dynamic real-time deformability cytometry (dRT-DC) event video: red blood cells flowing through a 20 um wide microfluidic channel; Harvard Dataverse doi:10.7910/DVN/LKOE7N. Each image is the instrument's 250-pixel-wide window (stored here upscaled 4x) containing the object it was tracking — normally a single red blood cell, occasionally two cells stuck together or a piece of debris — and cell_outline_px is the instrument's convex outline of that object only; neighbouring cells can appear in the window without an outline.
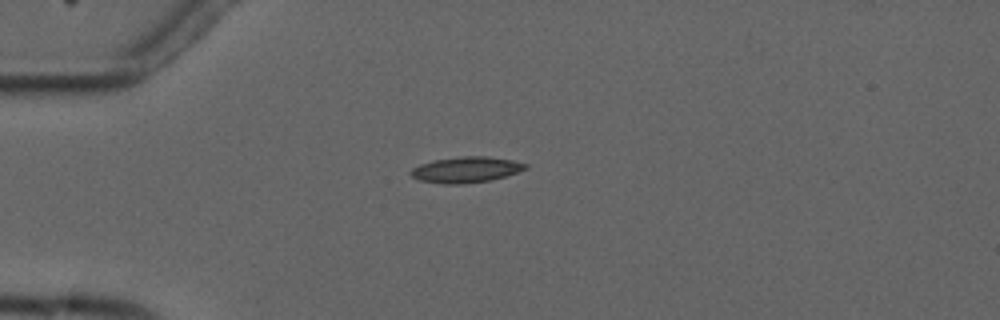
{"species": "common noctule bat (a hibernating species)", "species_latin": "Nyctalus noctula", "temperature_condition": "cold", "stored_images_in_passage": 3, "camera_frame_rate_fps": 3000, "um_per_image_px": 0.085, "animal": {"sex": "male", "forearm_length_mm": 52.5}, "frame": {"image": 1, "passage_image": 2, "time_ms": 1.0, "image_size_px": [1000, 320], "cell_outline_px": [[528, 168], [504, 176], [488, 180], [464, 184], [444, 184], [420, 180], [412, 176], [408, 172], [412, 168], [420, 164], [432, 160], [460, 156], [488, 156], [512, 160], [528, 164]], "centroid_in_image_um": [39.58, 14.41], "position_along_channel_um": 45.4, "area_um2": 17.22}}